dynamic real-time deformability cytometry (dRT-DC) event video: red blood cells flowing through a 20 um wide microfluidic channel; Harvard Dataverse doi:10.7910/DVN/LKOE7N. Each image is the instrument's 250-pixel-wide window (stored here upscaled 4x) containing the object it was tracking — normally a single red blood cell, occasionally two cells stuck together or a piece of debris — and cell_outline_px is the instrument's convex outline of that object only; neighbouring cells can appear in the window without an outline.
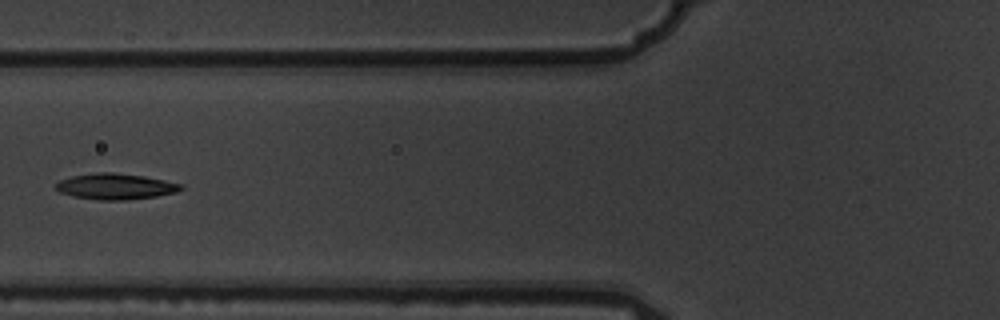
{"species": "common noctule bat (a hibernating species)", "species_latin": "Nyctalus noctula", "temperature_condition": "warm", "stored_images_in_passage": 6, "camera_frame_rate_fps": 3000, "um_per_image_px": 0.085, "animal": {"sex": "male", "body_mass_g": 19.5, "forearm_length_mm": 54.6}, "frame": {"image": 1, "passage_image": 5, "time_ms": 1.333, "image_size_px": [1000, 320], "cell_outline_px": [[184, 188], [176, 192], [156, 196], [124, 200], [96, 200], [72, 196], [60, 192], [56, 188], [56, 184], [60, 180], [72, 176], [96, 172], [112, 172], [144, 176], [184, 184]], "centroid_in_image_um": [9.83, 15.84], "position_along_channel_um": 116.0, "area_um2": 18.9}}
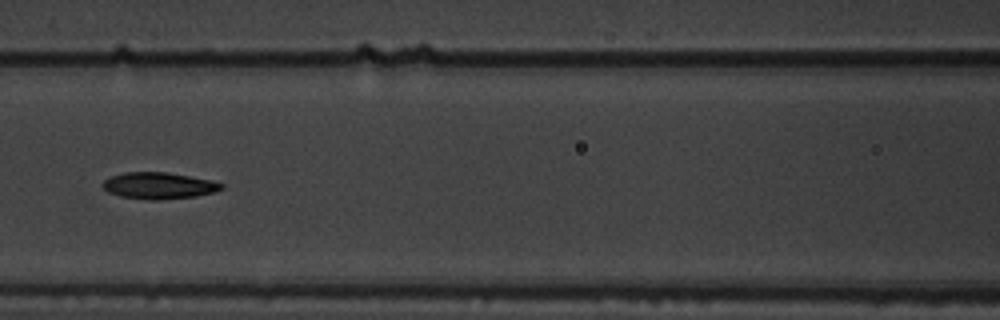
{"frame": {"image": 2, "passage_image": 6, "time_ms": 1.667, "image_size_px": [1000, 320], "cell_outline_px": [[224, 188], [216, 192], [196, 196], [156, 200], [148, 200], [120, 196], [108, 192], [100, 184], [104, 180], [112, 176], [124, 172], [164, 172], [212, 180], [224, 184]], "centroid_in_image_um": [13.5, 15.78], "position_along_channel_um": 153.1, "area_um2": 18.38}}